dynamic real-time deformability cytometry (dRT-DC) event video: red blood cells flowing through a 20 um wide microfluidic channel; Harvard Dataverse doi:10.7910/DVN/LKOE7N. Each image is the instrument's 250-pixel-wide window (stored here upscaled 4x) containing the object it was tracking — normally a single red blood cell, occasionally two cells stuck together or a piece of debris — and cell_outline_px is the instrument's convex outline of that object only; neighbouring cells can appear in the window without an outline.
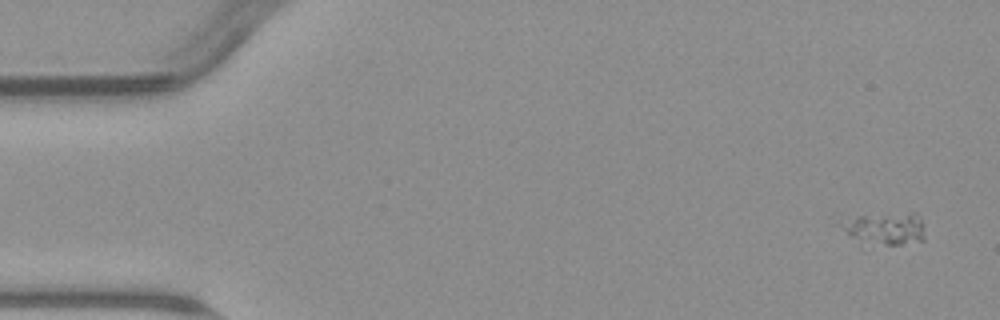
{"species": "common noctule bat (a hibernating species)", "species_latin": "Nyctalus noctula", "temperature_condition": "warm", "stored_images_in_passage": 5, "segment_of_instrument_passage": [1, 2], "camera_frame_rate_fps": 3000, "um_per_image_px": 0.085, "animal": {"sex": "male", "body_mass_g": 23.1, "forearm_length_mm": 52.7}, "frame": {"image": 1, "passage_image": 1, "time_ms": 0.0, "image_size_px": [1000, 320], "cell_outline_px": [[924, 240], [864, 252], [832, 224], [832, 212], [916, 212], [920, 216], [924, 236]], "centroid_in_image_um": [74.74, 19.43], "position_along_channel_um": 10.3, "area_um2": 20.29}}